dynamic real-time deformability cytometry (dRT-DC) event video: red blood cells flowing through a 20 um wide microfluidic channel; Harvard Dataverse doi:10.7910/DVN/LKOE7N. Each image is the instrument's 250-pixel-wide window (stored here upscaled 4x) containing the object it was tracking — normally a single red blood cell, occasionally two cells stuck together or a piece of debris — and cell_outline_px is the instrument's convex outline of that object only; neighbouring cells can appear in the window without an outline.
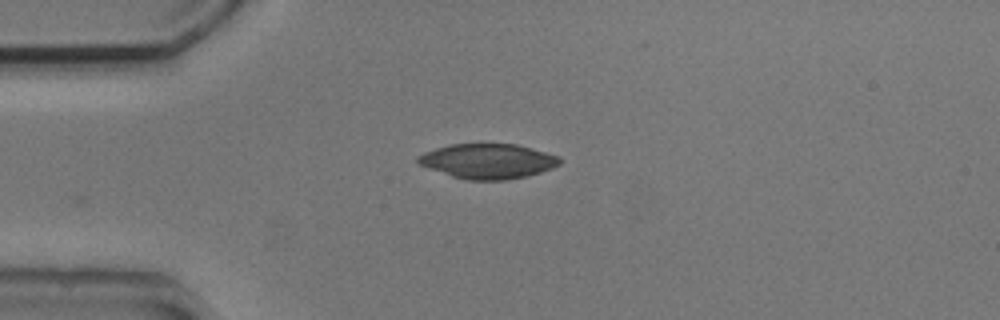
{"species": "common noctule bat (a hibernating species)", "species_latin": "Nyctalus noctula", "temperature_condition": "cold", "stored_images_in_passage": 32, "camera_frame_rate_fps": 3000, "um_per_image_px": 0.085, "animal": {"sex": "male", "body_mass_g": 20.5, "forearm_length_mm": 52.5}, "frame": {"image": 1, "passage_image": 1, "time_ms": 0.0, "image_size_px": [1000, 320], "cell_outline_px": [[560, 164], [552, 168], [540, 172], [524, 176], [504, 180], [468, 180], [452, 176], [416, 164], [416, 156], [424, 152], [448, 144], [516, 144], [560, 156]], "centroid_in_image_um": [41.42, 13.69], "position_along_channel_um": 43.6, "area_um2": 28.78}}
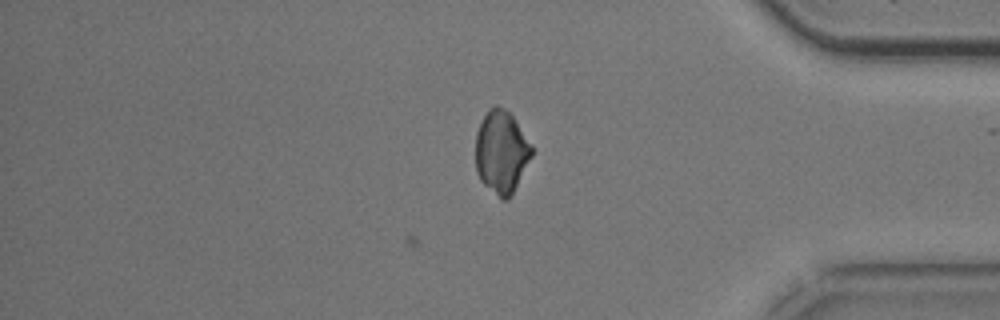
{"frame": {"image": 2, "passage_image": 32, "time_ms": 10.333, "image_size_px": [1000, 320], "cell_outline_px": [[532, 156], [512, 196], [508, 200], [500, 200], [480, 180], [476, 172], [476, 132], [488, 108], [496, 104], [504, 108], [512, 116], [532, 148]], "centroid_in_image_um": [42.6, 12.96], "position_along_channel_um": 392.6, "area_um2": 27.05}}